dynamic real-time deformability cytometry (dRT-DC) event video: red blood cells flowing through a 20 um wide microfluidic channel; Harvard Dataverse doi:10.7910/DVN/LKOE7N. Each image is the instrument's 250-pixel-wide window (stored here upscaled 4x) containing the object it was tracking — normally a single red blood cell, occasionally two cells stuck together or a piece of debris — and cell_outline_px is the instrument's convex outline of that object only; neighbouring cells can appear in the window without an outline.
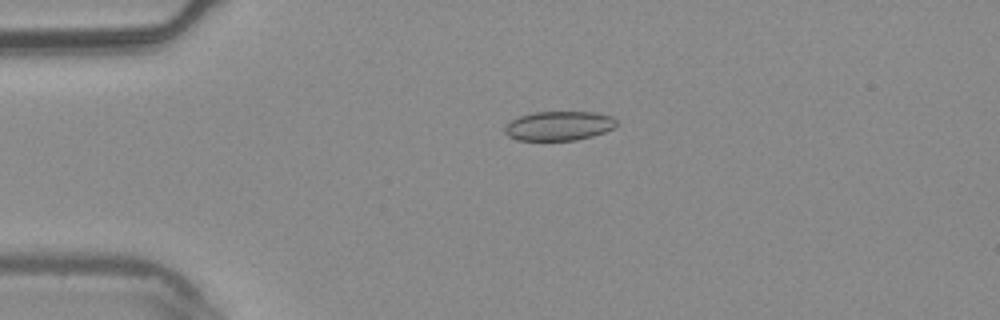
{"species": "common noctule bat (a hibernating species)", "species_latin": "Nyctalus noctula", "temperature_condition": "warm", "stored_images_in_passage": 5, "camera_frame_rate_fps": 3000, "um_per_image_px": 0.085, "animal": {"sex": "male", "body_mass_g": 20.4}, "frame": {"image": 1, "passage_image": 3, "time_ms": 0.667, "image_size_px": [1000, 320], "cell_outline_px": [[616, 124], [612, 128], [604, 132], [592, 136], [576, 140], [516, 140], [508, 136], [504, 132], [504, 128], [512, 120], [520, 116], [532, 112], [596, 112], [612, 116], [616, 120]], "centroid_in_image_um": [47.5, 10.69], "position_along_channel_um": 37.5, "area_um2": 19.02}}